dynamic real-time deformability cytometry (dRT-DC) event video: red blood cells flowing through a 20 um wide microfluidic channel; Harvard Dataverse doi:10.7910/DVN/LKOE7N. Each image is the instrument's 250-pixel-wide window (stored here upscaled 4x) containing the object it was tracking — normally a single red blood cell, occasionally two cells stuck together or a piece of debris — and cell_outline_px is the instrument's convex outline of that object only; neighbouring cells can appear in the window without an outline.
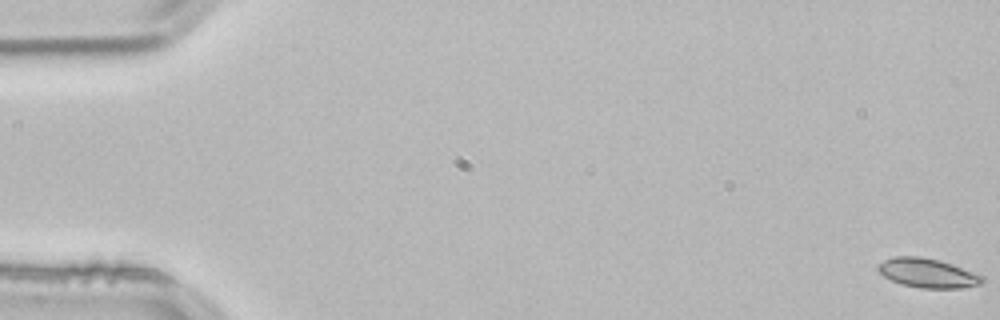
{"species": "common noctule bat (a hibernating species)", "species_latin": "Nyctalus noctula", "temperature_condition": "room temperature", "stored_images_in_passage": 44, "camera_frame_rate_fps": 3000, "um_per_image_px": 0.085, "animal": {"sex": "male", "body_mass_g": 21.5, "forearm_length_mm": 52.0}, "frame": {"image": 1, "passage_image": 1, "time_ms": 0.0, "image_size_px": [1000, 320], "cell_outline_px": [[984, 284], [960, 288], [920, 288], [900, 284], [884, 276], [876, 268], [876, 264], [884, 260], [896, 256], [920, 256], [940, 260], [952, 264], [984, 276]], "centroid_in_image_um": [78.85, 23.21], "position_along_channel_um": 6.1, "area_um2": 17.92}}
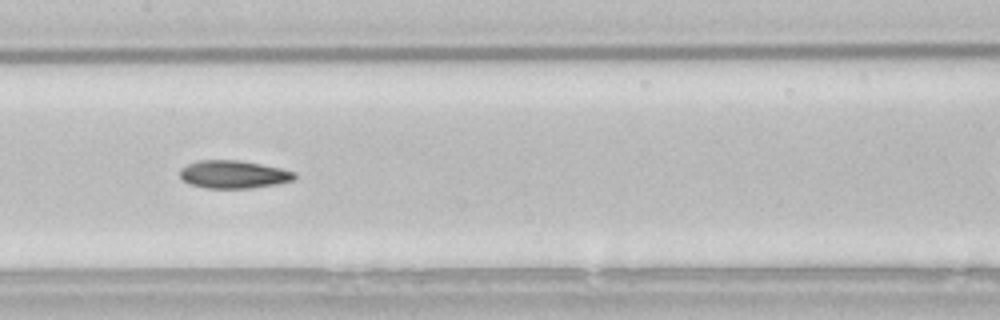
{"frame": {"image": 2, "passage_image": 27, "time_ms": 8.667, "image_size_px": [1000, 320], "cell_outline_px": [[296, 176], [292, 180], [276, 184], [248, 188], [208, 188], [188, 184], [180, 176], [180, 168], [188, 164], [200, 160], [240, 160], [280, 168], [296, 172]], "centroid_in_image_um": [19.83, 14.82], "position_along_channel_um": 187.6, "area_um2": 18.5}}
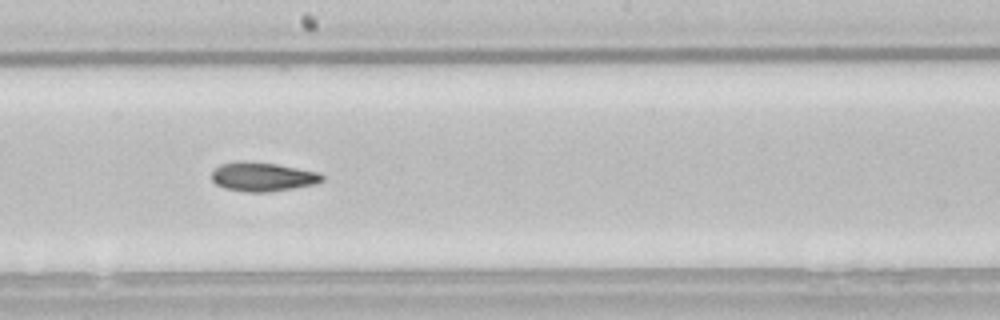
{"frame": {"image": 3, "passage_image": 30, "time_ms": 9.667, "image_size_px": [1000, 320], "cell_outline_px": [[324, 180], [316, 184], [268, 192], [244, 192], [224, 188], [216, 184], [212, 180], [212, 172], [220, 164], [236, 160], [244, 160], [276, 164], [320, 172], [324, 176]], "centroid_in_image_um": [22.31, 15.01], "position_along_channel_um": 225.9, "area_um2": 18.9}}